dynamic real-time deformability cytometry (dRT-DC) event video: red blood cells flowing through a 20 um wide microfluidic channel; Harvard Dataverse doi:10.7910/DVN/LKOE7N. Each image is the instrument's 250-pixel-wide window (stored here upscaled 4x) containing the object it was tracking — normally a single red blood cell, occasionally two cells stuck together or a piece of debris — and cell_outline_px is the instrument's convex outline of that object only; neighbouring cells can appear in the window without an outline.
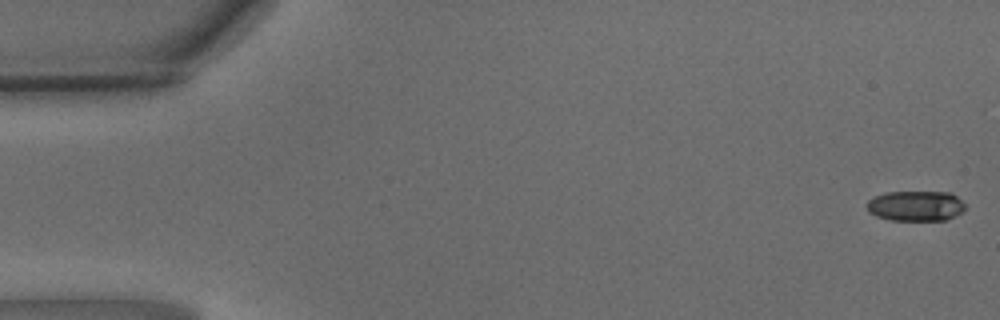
{"species": "common noctule bat (a hibernating species)", "species_latin": "Nyctalus noctula", "temperature_condition": "warm", "stored_images_in_passage": 46, "camera_frame_rate_fps": 3000, "um_per_image_px": 0.085, "animal": {"sex": "male", "body_mass_g": 15.6}, "frame": {"image": 1, "passage_image": 1, "time_ms": 0.0, "image_size_px": [1000, 320], "cell_outline_px": [[964, 212], [944, 220], [892, 220], [876, 216], [868, 212], [868, 200], [876, 196], [888, 192], [952, 192], [964, 204]], "centroid_in_image_um": [77.85, 17.5], "position_along_channel_um": 7.1, "area_um2": 17.22}}
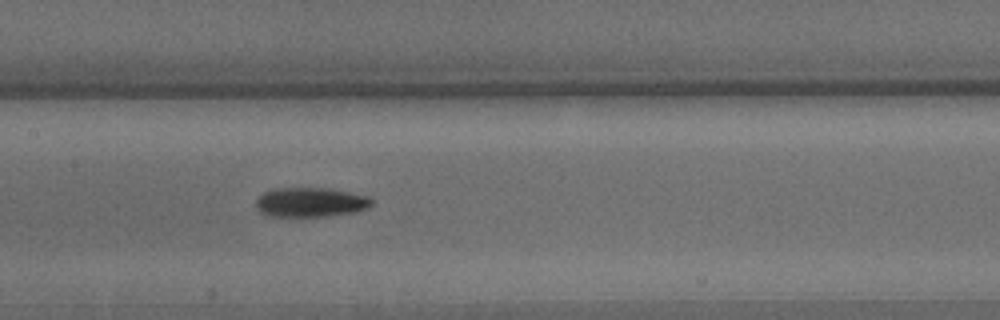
{"frame": {"image": 2, "passage_image": 24, "time_ms": 7.667, "image_size_px": [1000, 320], "cell_outline_px": [[372, 204], [368, 208], [356, 212], [328, 216], [268, 216], [260, 212], [256, 204], [256, 200], [264, 192], [276, 188], [324, 188], [348, 192], [368, 196], [372, 200]], "centroid_in_image_um": [26.4, 17.2], "position_along_channel_um": 181.0, "area_um2": 19.77}}
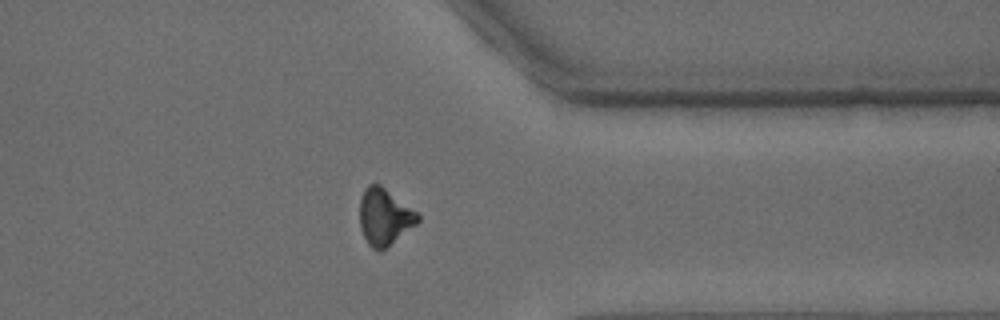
{"frame": {"image": 3, "passage_image": 39, "time_ms": 12.667, "image_size_px": [1000, 320], "cell_outline_px": [[420, 220], [416, 224], [380, 252], [376, 252], [368, 244], [360, 228], [360, 200], [364, 188], [368, 184], [380, 184], [420, 212]], "centroid_in_image_um": [32.69, 18.41], "position_along_channel_um": 378.7, "area_um2": 19.42}, "authors_computed_cell_mechanics": {"area_um2": 18.8717, "velocity_mm_per_s": 4.1, "shape_relaxation_time_tau1_ms": 4.0632, "shape_relaxation_time_tau2_ms": 9.4797, "deformation_change_tau1": 0.1361, "deformation_change_tau2": 0.2341}}